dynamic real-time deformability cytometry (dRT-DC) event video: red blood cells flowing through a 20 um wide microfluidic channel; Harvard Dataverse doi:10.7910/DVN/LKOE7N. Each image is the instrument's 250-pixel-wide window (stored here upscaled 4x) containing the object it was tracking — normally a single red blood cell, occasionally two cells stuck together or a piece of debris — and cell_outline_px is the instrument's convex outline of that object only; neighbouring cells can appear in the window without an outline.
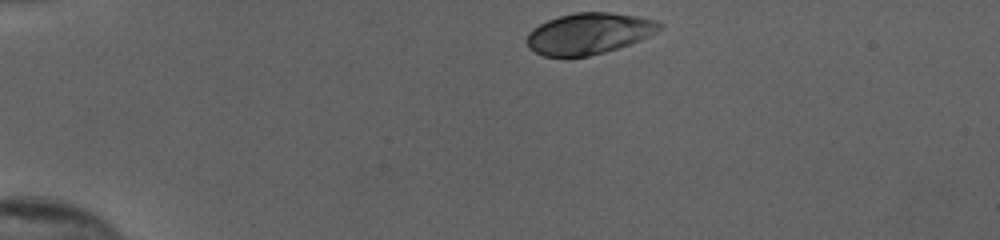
{"species": "human", "species_latin": "Homo sapiens", "temperature_condition": "cold", "stored_images_in_passage": 34, "camera_frame_rate_fps": 3000, "um_per_image_px": 0.085, "donor": {"sex": "female"}, "frame": {"image": 1, "passage_image": 1, "time_ms": 0.0, "image_size_px": [1000, 240], "cell_outline_px": [[664, 24], [656, 32], [640, 40], [604, 52], [588, 56], [544, 56], [528, 48], [528, 32], [532, 28], [548, 20], [560, 16], [576, 12], [608, 12], [636, 16], [656, 20]], "centroid_in_image_um": [50.05, 2.84], "position_along_channel_um": 34.9, "area_um2": 31.5}}
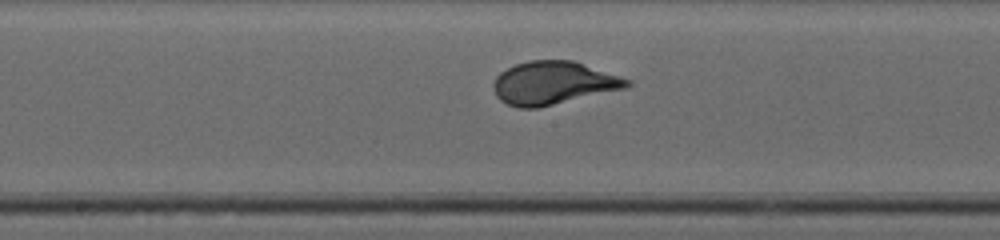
{"frame": {"image": 2, "passage_image": 19, "time_ms": 6.0, "image_size_px": [1000, 240], "cell_outline_px": [[632, 84], [628, 88], [536, 108], [520, 108], [508, 104], [500, 100], [496, 96], [492, 84], [496, 76], [500, 72], [516, 64], [528, 60], [576, 60], [632, 80]], "centroid_in_image_um": [47.07, 7.04], "position_along_channel_um": 201.1, "area_um2": 33.81}}
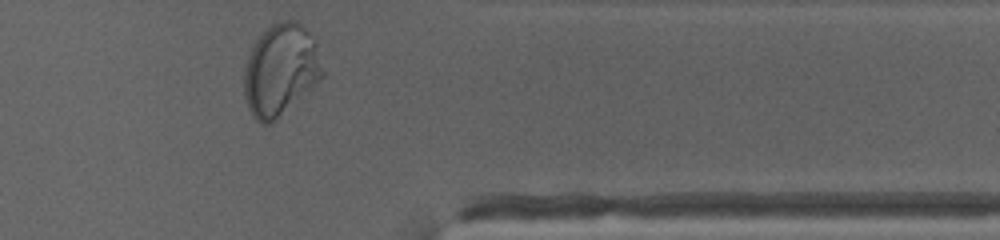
{"frame": {"image": 3, "passage_image": 34, "time_ms": 11.0, "image_size_px": [1000, 240], "cell_outline_px": [[324, 76], [272, 124], [260, 124], [256, 120], [248, 108], [244, 92], [244, 68], [248, 56], [260, 32], [272, 24], [280, 20], [292, 20], [300, 24], [316, 40], [324, 72]], "centroid_in_image_um": [23.85, 5.94], "position_along_channel_um": 387.6, "area_um2": 42.08}, "authors_computed_cell_mechanics": {"area_um2": 32.7437, "velocity_mm_per_s": 3.8622, "shape_relaxation_time_tau1_ms": 3.8081, "shape_relaxation_time_tau2_ms": null, "deformation_change_tau1": 0.2043, "deformation_change_tau2": null}}